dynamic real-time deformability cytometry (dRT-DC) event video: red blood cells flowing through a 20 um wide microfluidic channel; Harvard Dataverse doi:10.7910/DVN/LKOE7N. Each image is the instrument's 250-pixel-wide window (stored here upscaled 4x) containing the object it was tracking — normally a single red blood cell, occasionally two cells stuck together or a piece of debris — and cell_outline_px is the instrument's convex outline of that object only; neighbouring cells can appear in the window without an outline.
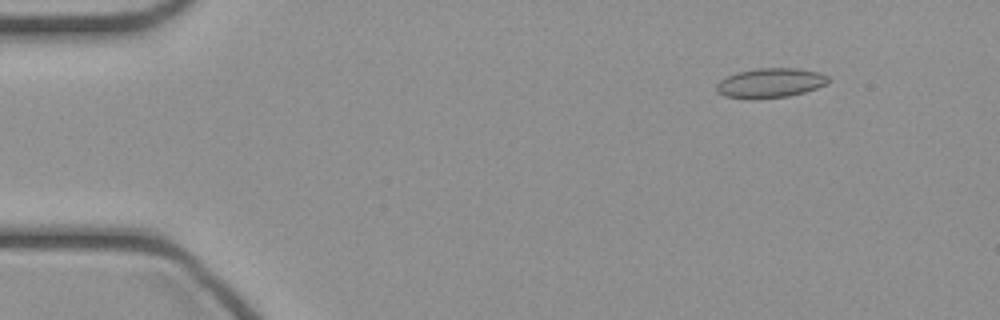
{"species": "common noctule bat (a hibernating species)", "species_latin": "Nyctalus noctula", "temperature_condition": "cold", "stored_images_in_passage": 45, "camera_frame_rate_fps": 3000, "um_per_image_px": 0.085, "animal": {"sex": "female", "body_mass_g": 21.9}, "frame": {"image": 1, "passage_image": 4, "time_ms": 1.0, "image_size_px": [1000, 320], "cell_outline_px": [[828, 84], [804, 92], [788, 96], [724, 96], [716, 92], [716, 84], [720, 80], [736, 72], [756, 68], [796, 68], [820, 72], [828, 76]], "centroid_in_image_um": [65.51, 7.0], "position_along_channel_um": 19.5, "area_um2": 18.61}}
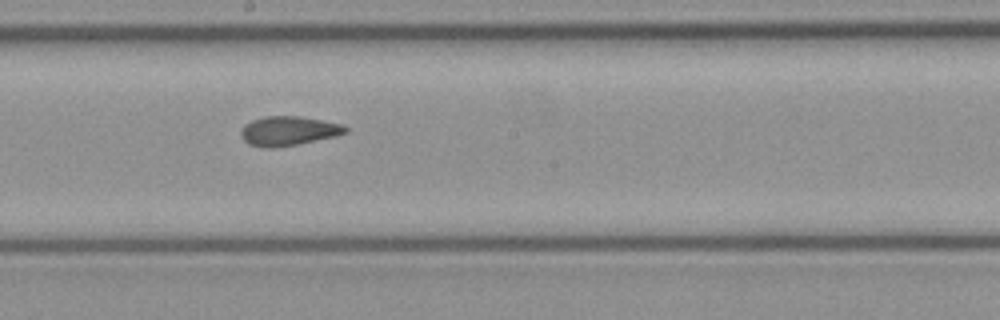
{"frame": {"image": 2, "passage_image": 24, "time_ms": 7.667, "image_size_px": [1000, 320], "cell_outline_px": [[348, 132], [336, 136], [296, 144], [272, 148], [260, 148], [248, 144], [240, 136], [240, 128], [244, 124], [252, 120], [264, 116], [300, 116], [344, 124], [348, 128]], "centroid_in_image_um": [24.49, 11.12], "position_along_channel_um": 223.7, "area_um2": 18.09}}
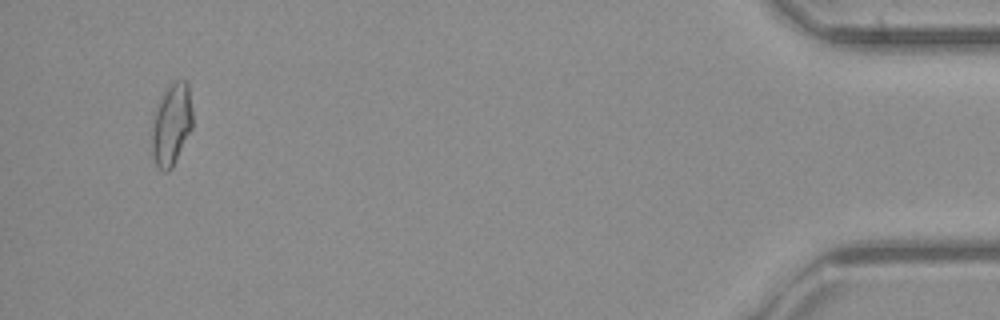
{"frame": {"image": 3, "passage_image": 43, "time_ms": 14.0, "image_size_px": [1000, 320], "cell_outline_px": [[192, 128], [172, 168], [168, 172], [164, 172], [156, 164], [152, 152], [152, 116], [160, 96], [176, 80], [184, 80], [188, 84], [192, 112]], "centroid_in_image_um": [14.56, 10.58], "position_along_channel_um": 420.6, "area_um2": 19.42}}